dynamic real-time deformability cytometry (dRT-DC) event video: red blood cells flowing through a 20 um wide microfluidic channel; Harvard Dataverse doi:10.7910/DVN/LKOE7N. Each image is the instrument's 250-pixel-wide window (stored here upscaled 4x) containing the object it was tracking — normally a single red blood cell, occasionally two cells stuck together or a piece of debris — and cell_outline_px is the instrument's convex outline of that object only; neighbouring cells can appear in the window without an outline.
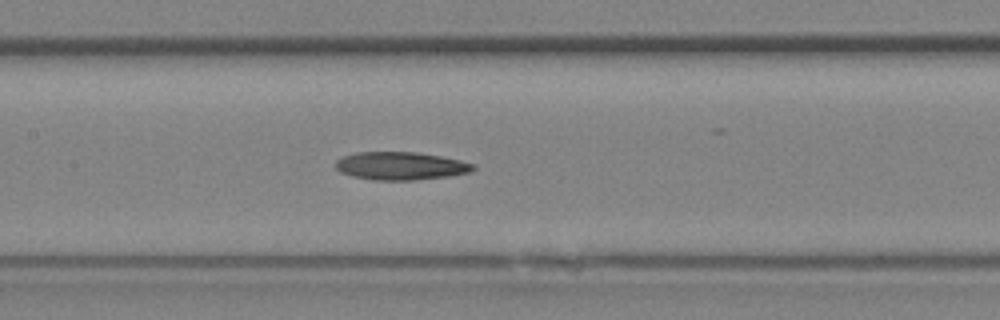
{"species": "Egyptian fruit bat (a non-hibernating species)", "species_latin": "Rousettus aegyptiacus", "temperature_condition": "room temperature", "stored_images_in_passage": 19, "camera_frame_rate_fps": 3000, "um_per_image_px": 0.085, "animal": {"sex": "female"}, "frame": {"image": 1, "passage_image": 14, "time_ms": 4.333, "image_size_px": [1000, 320], "cell_outline_px": [[476, 168], [472, 172], [448, 176], [416, 180], [376, 180], [352, 176], [340, 172], [336, 168], [336, 160], [344, 156], [356, 152], [416, 152], [440, 156], [460, 160], [476, 164]], "centroid_in_image_um": [34.09, 14.1], "position_along_channel_um": 173.3, "area_um2": 22.48}}
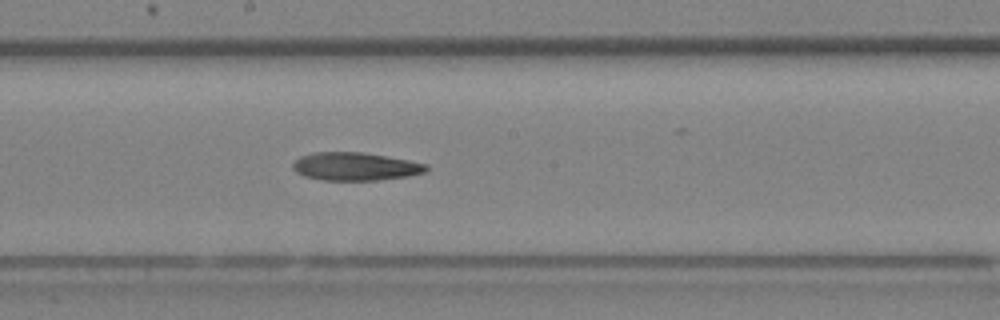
{"frame": {"image": 2, "passage_image": 16, "time_ms": 5.0, "image_size_px": [1000, 320], "cell_outline_px": [[428, 168], [424, 172], [408, 176], [376, 180], [324, 180], [304, 176], [296, 172], [292, 168], [292, 164], [300, 156], [312, 152], [364, 152], [408, 160], [428, 164]], "centroid_in_image_um": [30.17, 14.14], "position_along_channel_um": 218.0, "area_um2": 21.79}}